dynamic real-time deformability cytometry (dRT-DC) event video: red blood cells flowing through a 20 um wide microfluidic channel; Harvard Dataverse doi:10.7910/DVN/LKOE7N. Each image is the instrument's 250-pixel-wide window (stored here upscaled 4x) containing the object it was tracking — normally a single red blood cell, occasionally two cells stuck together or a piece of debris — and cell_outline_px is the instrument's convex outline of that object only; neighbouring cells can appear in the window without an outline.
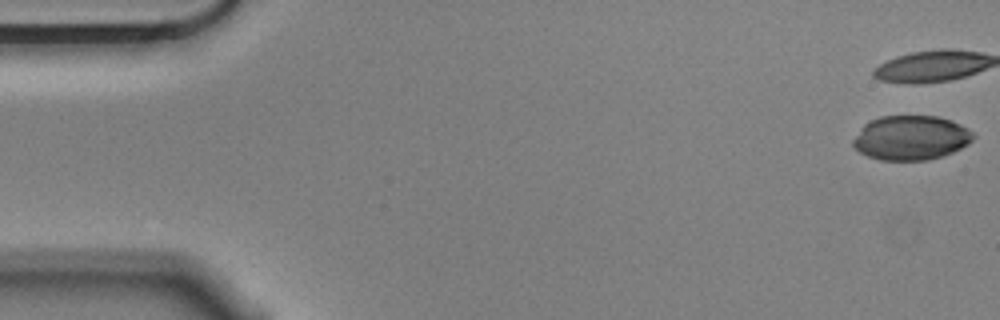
{"species": "Egyptian fruit bat (a non-hibernating species)", "species_latin": "Rousettus aegyptiacus", "temperature_condition": "cold", "stored_images_in_passage": 30, "camera_frame_rate_fps": 3000, "um_per_image_px": 0.085, "animal": {"sex": "male"}, "frame": {"image": 1, "passage_image": 1, "time_ms": 0.0, "image_size_px": [1000, 320], "cell_outline_px": [[976, 136], [968, 144], [944, 156], [928, 160], [880, 160], [868, 156], [860, 152], [852, 144], [852, 140], [860, 128], [864, 124], [880, 116], [936, 116], [952, 120], [968, 128]], "centroid_in_image_um": [77.44, 11.71], "position_along_channel_um": 7.6, "area_um2": 31.21}}